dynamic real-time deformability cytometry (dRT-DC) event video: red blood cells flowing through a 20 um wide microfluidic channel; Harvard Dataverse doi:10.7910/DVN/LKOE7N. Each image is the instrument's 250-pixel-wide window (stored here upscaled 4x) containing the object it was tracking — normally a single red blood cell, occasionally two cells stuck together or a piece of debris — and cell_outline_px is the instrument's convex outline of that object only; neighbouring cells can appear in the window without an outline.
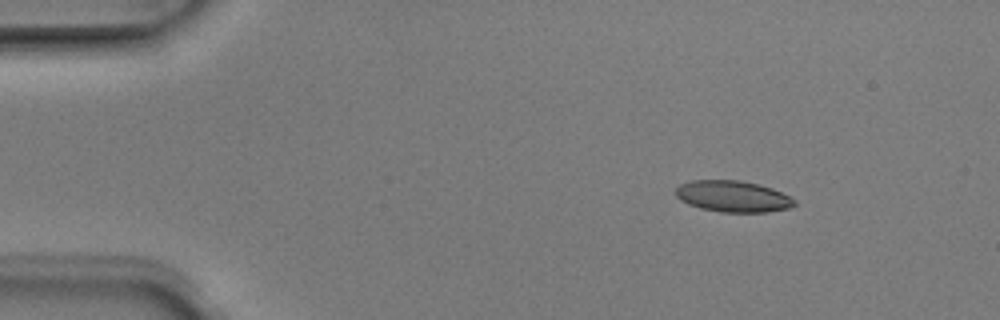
{"species": "Egyptian fruit bat (a non-hibernating species)", "species_latin": "Rousettus aegyptiacus", "temperature_condition": "room temperature", "stored_images_in_passage": 5, "camera_frame_rate_fps": 3000, "um_per_image_px": 0.085, "animal": {"sex": "male"}, "frame": {"image": 1, "passage_image": 2, "time_ms": 0.333, "image_size_px": [1000, 320], "cell_outline_px": [[796, 204], [788, 208], [768, 212], [720, 212], [700, 208], [688, 204], [680, 200], [676, 196], [676, 188], [680, 184], [688, 180], [740, 180], [760, 184], [772, 188], [796, 200]], "centroid_in_image_um": [62.27, 16.68], "position_along_channel_um": 22.7, "area_um2": 21.79}}
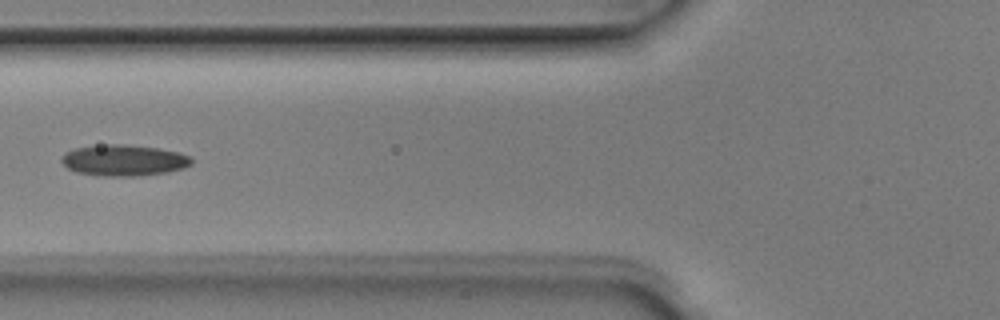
{"frame": {"image": 2, "passage_image": 5, "time_ms": 1.333, "image_size_px": [1000, 320], "cell_outline_px": [[192, 164], [184, 168], [168, 172], [132, 176], [104, 176], [76, 172], [68, 168], [60, 160], [64, 152], [76, 148], [108, 144], [124, 144], [160, 148], [180, 152], [192, 156]], "centroid_in_image_um": [10.56, 13.62], "position_along_channel_um": 115.2, "area_um2": 23.7}}